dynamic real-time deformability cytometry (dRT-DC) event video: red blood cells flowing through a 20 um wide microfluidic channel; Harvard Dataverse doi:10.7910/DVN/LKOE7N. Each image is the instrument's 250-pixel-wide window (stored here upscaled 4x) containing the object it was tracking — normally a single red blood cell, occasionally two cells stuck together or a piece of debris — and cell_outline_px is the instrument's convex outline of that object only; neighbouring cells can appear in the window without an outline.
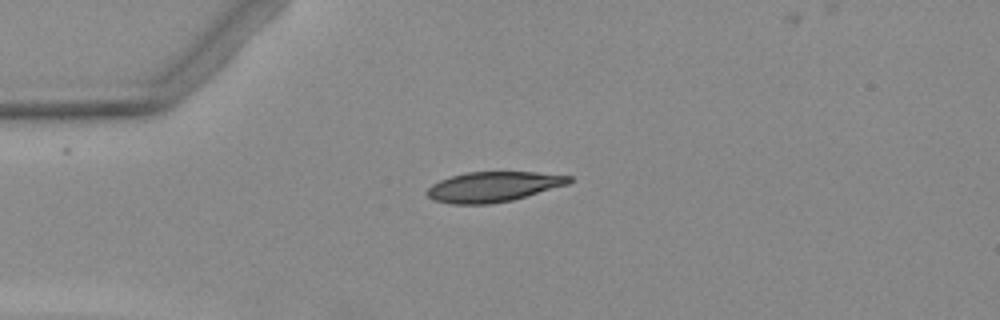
{"species": "Egyptian fruit bat (a non-hibernating species)", "species_latin": "Rousettus aegyptiacus", "temperature_condition": "warm", "stored_images_in_passage": 3, "camera_frame_rate_fps": 3000, "um_per_image_px": 0.085, "animal": {"sex": "female"}, "frame": {"image": 1, "passage_image": 1, "time_ms": 0.0, "image_size_px": [1000, 320], "cell_outline_px": [[572, 180], [568, 184], [512, 200], [492, 204], [452, 204], [432, 200], [424, 192], [432, 184], [440, 180], [452, 176], [468, 172], [536, 172], [572, 176]], "centroid_in_image_um": [41.9, 15.88], "position_along_channel_um": 43.1, "area_um2": 24.91}}
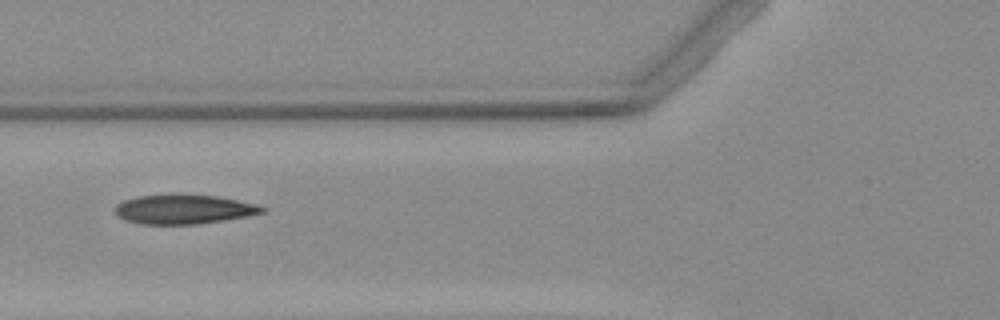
{"frame": {"image": 2, "passage_image": 3, "time_ms": 2.333, "image_size_px": [1000, 320], "cell_outline_px": [[264, 212], [224, 220], [196, 224], [140, 224], [124, 220], [116, 216], [112, 208], [116, 204], [124, 200], [140, 196], [180, 192], [216, 196], [256, 204], [264, 208]], "centroid_in_image_um": [15.51, 17.76], "position_along_channel_um": 110.3, "area_um2": 25.61}}